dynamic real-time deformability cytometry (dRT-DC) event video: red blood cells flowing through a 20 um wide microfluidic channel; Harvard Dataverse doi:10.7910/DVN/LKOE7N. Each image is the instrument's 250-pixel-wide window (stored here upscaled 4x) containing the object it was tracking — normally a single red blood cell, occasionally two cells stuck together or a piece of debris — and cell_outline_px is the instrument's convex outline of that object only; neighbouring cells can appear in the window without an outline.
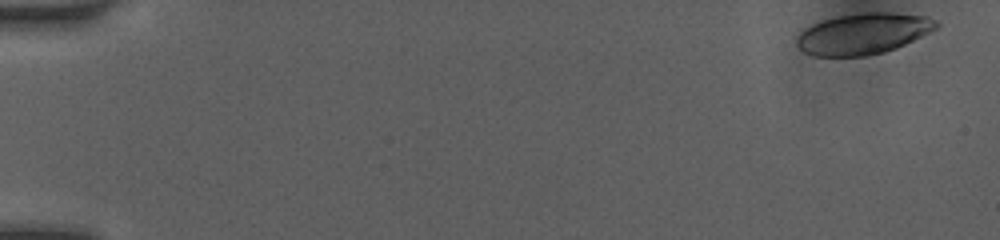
{"species": "human", "species_latin": "Homo sapiens", "temperature_condition": "room temperature", "stored_images_in_passage": 49, "camera_frame_rate_fps": 3000, "um_per_image_px": 0.085, "donor": {"sex": "female"}, "frame": {"image": 1, "passage_image": 1, "time_ms": 0.0, "image_size_px": [1000, 240], "cell_outline_px": [[940, 24], [936, 28], [896, 48], [884, 52], [864, 56], [816, 56], [804, 52], [796, 44], [796, 36], [804, 28], [812, 24], [824, 20], [840, 16], [864, 12], [888, 12], [928, 16], [936, 20]], "centroid_in_image_um": [73.35, 2.86], "position_along_channel_um": 11.6, "area_um2": 33.18}}
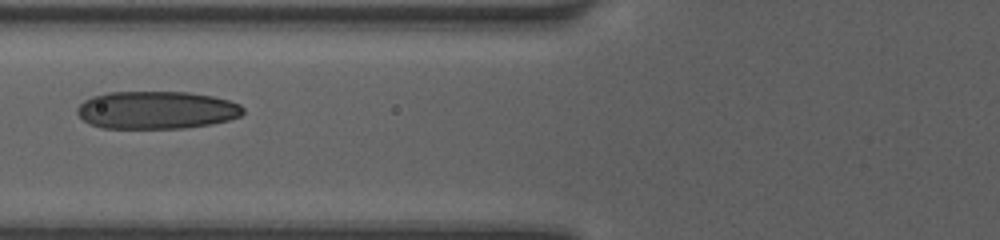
{"frame": {"image": 2, "passage_image": 20, "time_ms": 6.333, "image_size_px": [1000, 240], "cell_outline_px": [[244, 112], [240, 116], [228, 120], [212, 124], [184, 128], [100, 128], [88, 124], [76, 112], [76, 108], [84, 100], [92, 96], [108, 92], [188, 92], [212, 96], [228, 100], [240, 104], [244, 108]], "centroid_in_image_um": [13.28, 9.36], "position_along_channel_um": 112.5, "area_um2": 36.7}}
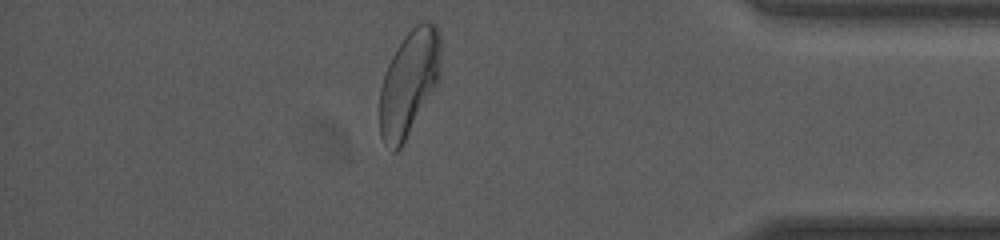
{"frame": {"image": 3, "passage_image": 43, "time_ms": 14.0, "image_size_px": [1000, 240], "cell_outline_px": [[440, 80], [400, 148], [396, 152], [392, 152], [384, 144], [380, 136], [380, 88], [388, 64], [396, 48], [404, 36], [420, 20], [428, 20], [436, 24], [440, 32]], "centroid_in_image_um": [34.78, 7.01], "position_along_channel_um": 400.4, "area_um2": 37.74}, "authors_computed_cell_mechanics": {"area_um2": 35.7204, "velocity_mm_per_s": 4.1399, "shape_relaxation_time_tau1_ms": 4.6451, "shape_relaxation_time_tau2_ms": 1.0452, "deformation_change_tau1": 0.1749, "deformation_change_tau2": 0.0736}}